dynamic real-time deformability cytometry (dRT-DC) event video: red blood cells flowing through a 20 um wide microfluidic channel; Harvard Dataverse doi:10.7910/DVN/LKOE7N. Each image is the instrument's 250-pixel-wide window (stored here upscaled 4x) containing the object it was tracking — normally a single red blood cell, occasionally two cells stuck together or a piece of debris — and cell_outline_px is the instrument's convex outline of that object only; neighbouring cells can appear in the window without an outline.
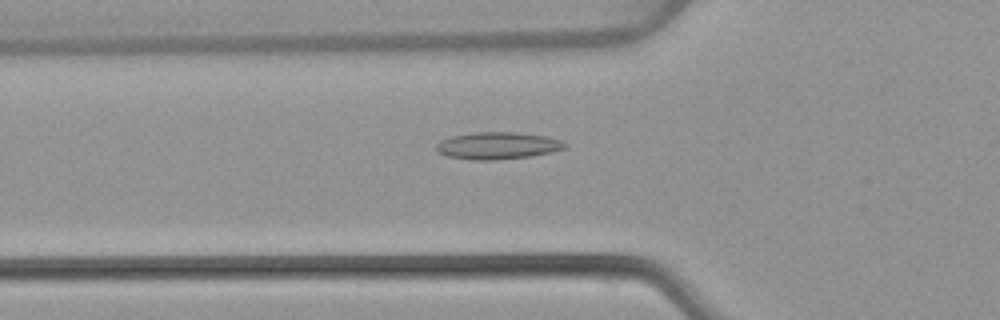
{"species": "common noctule bat (a hibernating species)", "species_latin": "Nyctalus noctula", "temperature_condition": "warm", "stored_images_in_passage": 36, "camera_frame_rate_fps": 3000, "um_per_image_px": 0.085, "animal": {"sex": "female", "body_mass_g": 22.7, "forearm_length_mm": 54.2}, "frame": {"image": 1, "passage_image": 2, "time_ms": 0.333, "image_size_px": [1000, 320], "cell_outline_px": [[568, 144], [564, 148], [552, 152], [532, 156], [496, 160], [472, 160], [448, 156], [436, 152], [436, 144], [440, 140], [452, 136], [476, 132], [516, 132], [544, 136], [560, 140]], "centroid_in_image_um": [42.28, 12.38], "position_along_channel_um": 83.5, "area_um2": 20.35}}
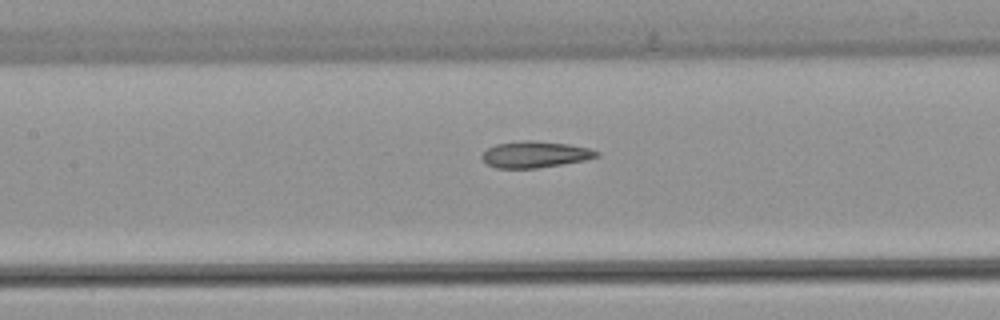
{"frame": {"image": 2, "passage_image": 8, "time_ms": 2.333, "image_size_px": [1000, 320], "cell_outline_px": [[600, 156], [584, 160], [536, 168], [496, 168], [488, 164], [480, 156], [488, 148], [496, 144], [524, 140], [532, 140], [568, 144], [588, 148], [600, 152]], "centroid_in_image_um": [45.48, 13.12], "position_along_channel_um": 161.9, "area_um2": 17.46}}
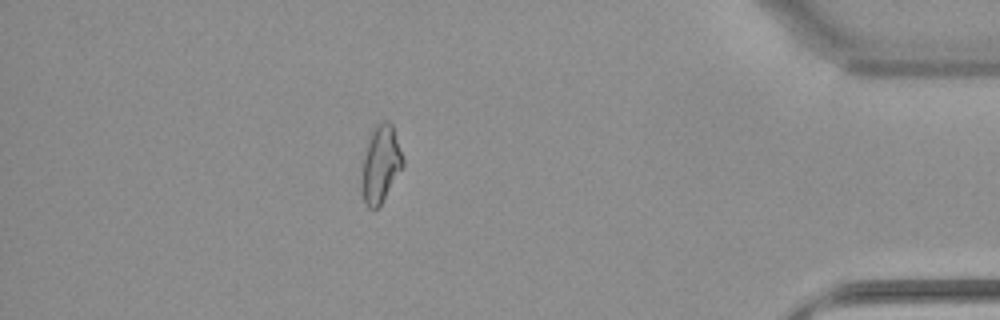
{"frame": {"image": 3, "passage_image": 30, "time_ms": 9.667, "image_size_px": [1000, 320], "cell_outline_px": [[404, 168], [380, 204], [376, 208], [368, 208], [364, 200], [360, 180], [364, 156], [372, 132], [384, 120], [388, 120], [392, 124], [404, 160]], "centroid_in_image_um": [32.37, 13.99], "position_along_channel_um": 402.8, "area_um2": 18.21}, "authors_computed_cell_mechanics": {"area_um2": 17.8313, "velocity_mm_per_s": 3.8829, "shape_relaxation_time_tau1_ms": null, "shape_relaxation_time_tau2_ms": 1.956, "deformation_change_tau1": null, "deformation_change_tau2": 0.0966}}